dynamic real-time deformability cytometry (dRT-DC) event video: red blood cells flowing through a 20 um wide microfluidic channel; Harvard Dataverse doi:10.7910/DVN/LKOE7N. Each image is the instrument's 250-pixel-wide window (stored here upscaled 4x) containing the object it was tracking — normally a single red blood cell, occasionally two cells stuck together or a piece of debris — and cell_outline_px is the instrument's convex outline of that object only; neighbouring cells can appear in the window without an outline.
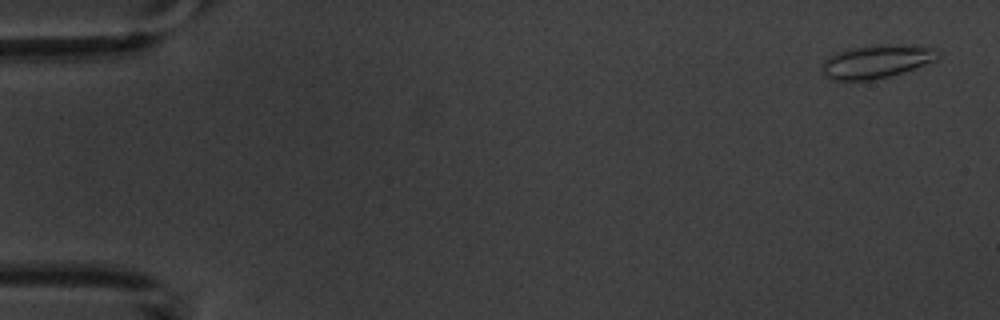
{"species": "common noctule bat (a hibernating species)", "species_latin": "Nyctalus noctula", "temperature_condition": "warm", "stored_images_in_passage": 5, "camera_frame_rate_fps": 3000, "um_per_image_px": 0.085, "animal": {"sex": "male", "body_mass_g": 20.1, "forearm_length_mm": 53.5}, "frame": {"image": 1, "passage_image": 1, "time_ms": 0.0, "image_size_px": [1000, 320], "cell_outline_px": [[940, 56], [936, 60], [904, 72], [888, 76], [868, 80], [832, 80], [824, 76], [820, 72], [820, 64], [828, 56], [844, 48], [864, 44], [912, 44], [936, 48], [940, 52]], "centroid_in_image_um": [74.46, 5.19], "position_along_channel_um": 10.5, "area_um2": 23.41}}
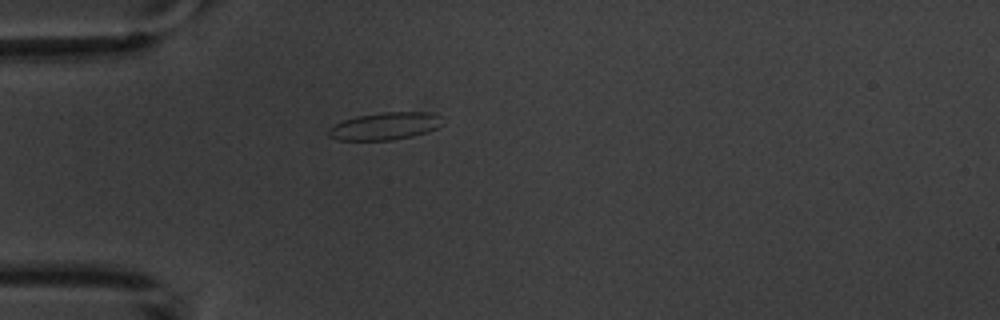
{"frame": {"image": 2, "passage_image": 5, "time_ms": 4.667, "image_size_px": [1000, 320], "cell_outline_px": [[444, 124], [436, 128], [412, 136], [392, 140], [340, 140], [328, 136], [328, 128], [344, 120], [356, 116], [384, 112], [428, 112], [440, 116]], "centroid_in_image_um": [32.72, 10.72], "position_along_channel_um": 52.3, "area_um2": 18.09}}